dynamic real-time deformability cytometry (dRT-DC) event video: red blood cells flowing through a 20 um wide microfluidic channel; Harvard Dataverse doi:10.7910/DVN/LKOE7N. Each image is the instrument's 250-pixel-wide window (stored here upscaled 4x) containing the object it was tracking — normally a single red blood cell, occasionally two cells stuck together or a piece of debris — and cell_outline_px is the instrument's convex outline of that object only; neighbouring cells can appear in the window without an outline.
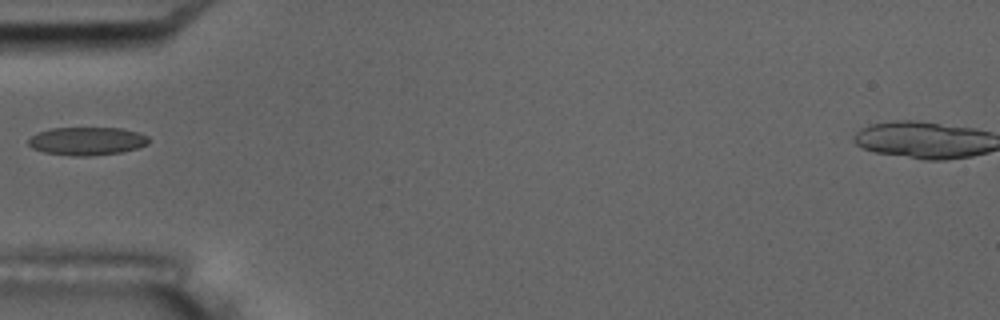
{"species": "common noctule bat (a hibernating species)", "species_latin": "Nyctalus noctula", "temperature_condition": "room temperature", "stored_images_in_passage": 5, "camera_frame_rate_fps": 3000, "um_per_image_px": 0.085, "animal": {"sex": "male", "body_mass_g": 17.5, "forearm_length_mm": 52.3}, "frame": {"image": 1, "passage_image": 5, "time_ms": 5.333, "image_size_px": [1000, 320], "cell_outline_px": [[148, 144], [136, 148], [120, 152], [88, 156], [72, 156], [44, 152], [32, 148], [28, 144], [28, 140], [36, 132], [52, 128], [120, 128], [136, 132], [148, 136]], "centroid_in_image_um": [7.35, 11.99], "position_along_channel_um": 77.6, "area_um2": 19.59}}